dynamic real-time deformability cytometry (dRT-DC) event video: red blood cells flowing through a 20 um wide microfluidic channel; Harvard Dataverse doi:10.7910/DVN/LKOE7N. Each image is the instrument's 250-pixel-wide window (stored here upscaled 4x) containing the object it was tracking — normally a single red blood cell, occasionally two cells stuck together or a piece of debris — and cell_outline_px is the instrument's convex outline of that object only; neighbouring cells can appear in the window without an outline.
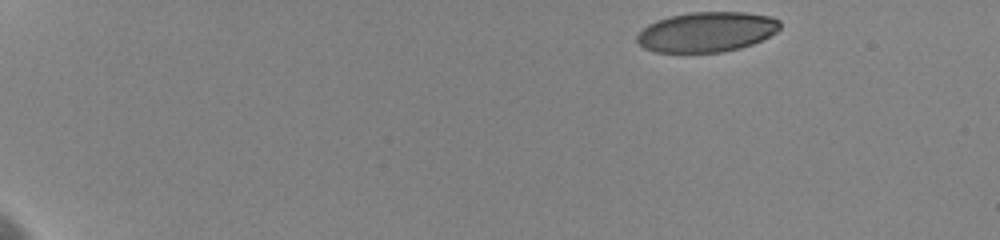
{"species": "human", "species_latin": "Homo sapiens", "temperature_condition": "cold", "stored_images_in_passage": 15, "camera_frame_rate_fps": 3000, "um_per_image_px": 0.085, "donor": {"sex": "female"}, "frame": {"image": 1, "passage_image": 1, "time_ms": 0.0, "image_size_px": [1000, 240], "cell_outline_px": [[780, 28], [776, 32], [752, 44], [740, 48], [720, 52], [656, 52], [644, 48], [636, 40], [636, 36], [648, 24], [656, 20], [668, 16], [688, 12], [748, 12], [772, 16], [780, 20]], "centroid_in_image_um": [60.07, 2.7], "position_along_channel_um": 24.9, "area_um2": 33.47}}
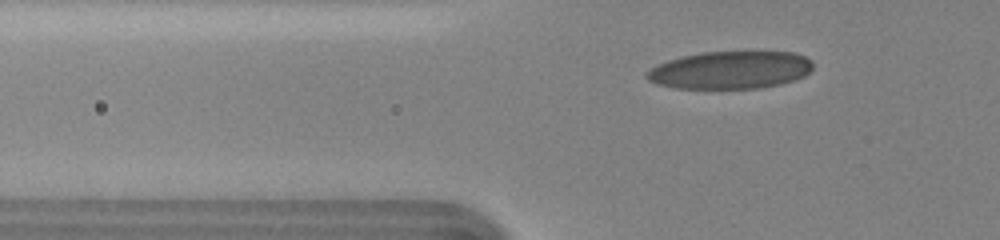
{"frame": {"image": 2, "passage_image": 13, "time_ms": 4.333, "image_size_px": [1000, 240], "cell_outline_px": [[812, 68], [804, 76], [796, 80], [780, 84], [760, 88], [676, 88], [656, 84], [648, 80], [644, 76], [644, 72], [656, 64], [680, 56], [700, 52], [796, 52], [812, 60]], "centroid_in_image_um": [62.04, 5.95], "position_along_channel_um": 63.8, "area_um2": 36.76}}